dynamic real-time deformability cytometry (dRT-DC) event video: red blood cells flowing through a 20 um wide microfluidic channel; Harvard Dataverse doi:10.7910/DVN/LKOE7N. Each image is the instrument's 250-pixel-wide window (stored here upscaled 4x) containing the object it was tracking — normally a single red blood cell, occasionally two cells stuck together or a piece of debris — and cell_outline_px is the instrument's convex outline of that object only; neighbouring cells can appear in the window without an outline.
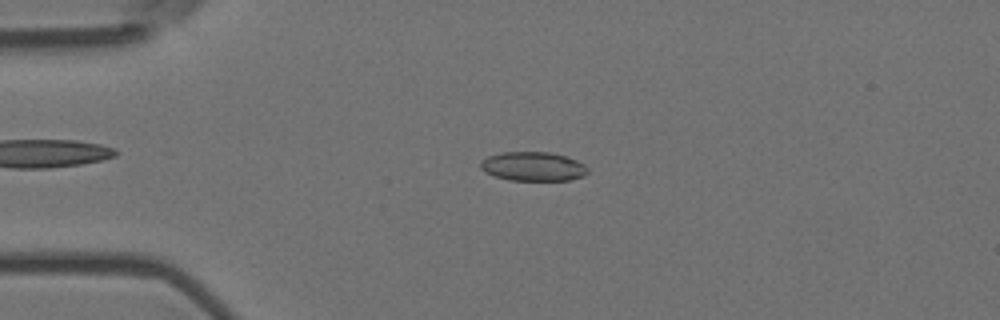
{"species": "Egyptian fruit bat (a non-hibernating species)", "species_latin": "Rousettus aegyptiacus", "temperature_condition": "room temperature", "stored_images_in_passage": 4, "camera_frame_rate_fps": 3000, "um_per_image_px": 0.085, "animal": {"sex": "female"}, "frame": {"image": 1, "passage_image": 3, "time_ms": 0.667, "image_size_px": [1000, 320], "cell_outline_px": [[588, 172], [584, 176], [568, 180], [508, 180], [484, 172], [480, 168], [480, 160], [488, 156], [500, 152], [552, 152], [568, 156], [584, 164], [588, 168]], "centroid_in_image_um": [45.31, 14.13], "position_along_channel_um": 39.7, "area_um2": 18.38}}